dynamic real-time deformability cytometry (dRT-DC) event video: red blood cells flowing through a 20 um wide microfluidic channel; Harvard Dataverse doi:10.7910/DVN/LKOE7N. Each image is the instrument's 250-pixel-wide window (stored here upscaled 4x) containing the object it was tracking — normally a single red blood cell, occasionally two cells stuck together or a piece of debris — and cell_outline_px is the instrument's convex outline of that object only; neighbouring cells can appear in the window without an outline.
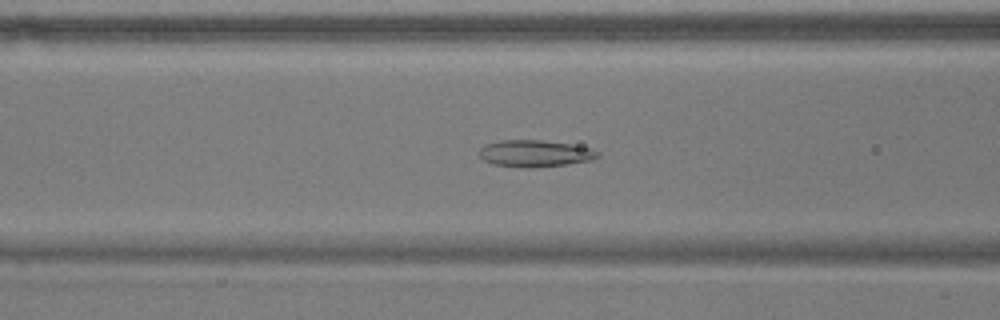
{"species": "common noctule bat (a hibernating species)", "species_latin": "Nyctalus noctula", "temperature_condition": "warm", "stored_images_in_passage": 52, "camera_frame_rate_fps": 3000, "um_per_image_px": 0.085, "animal": {"sex": "male", "body_mass_g": 17.9}, "frame": {"image": 1, "passage_image": 19, "time_ms": 6.0, "image_size_px": [1000, 320], "cell_outline_px": [[600, 156], [592, 160], [564, 164], [532, 168], [528, 168], [496, 164], [484, 160], [476, 152], [484, 144], [500, 140], [540, 140], [568, 144], [592, 148], [600, 152]], "centroid_in_image_um": [45.46, 13.03], "position_along_channel_um": 121.1, "area_um2": 18.44}}
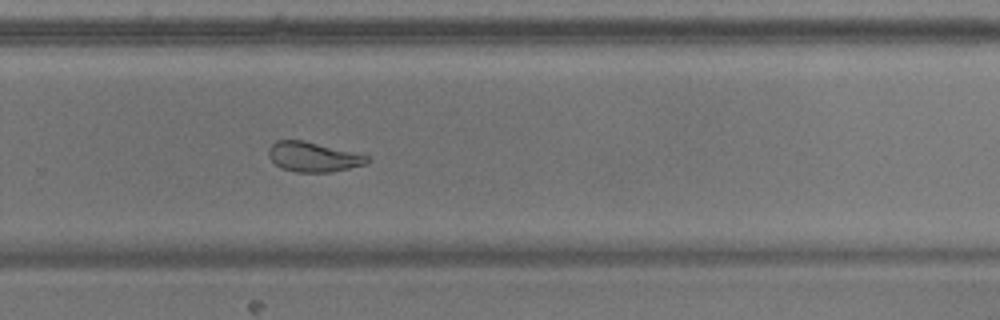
{"frame": {"image": 2, "passage_image": 34, "time_ms": 11.0, "image_size_px": [1000, 320], "cell_outline_px": [[372, 160], [364, 164], [332, 172], [296, 172], [284, 168], [276, 164], [268, 156], [268, 148], [276, 140], [304, 140], [368, 156]], "centroid_in_image_um": [26.6, 13.33], "position_along_channel_um": 303.2, "area_um2": 16.88}}
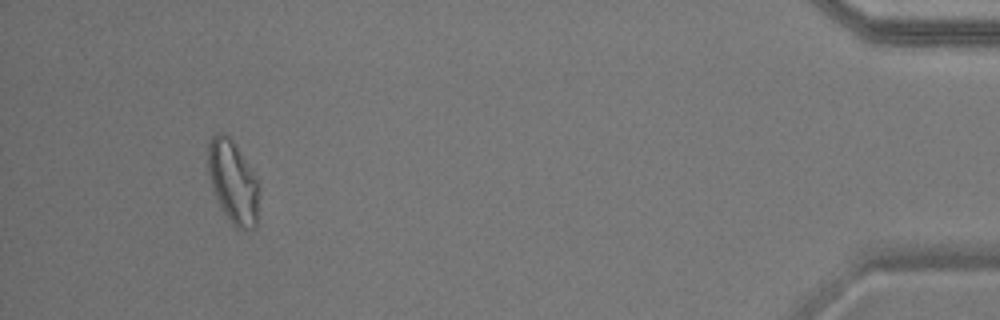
{"frame": {"image": 3, "passage_image": 49, "time_ms": 16.0, "image_size_px": [1000, 320], "cell_outline_px": [[256, 228], [240, 228], [232, 224], [228, 220], [212, 188], [208, 172], [208, 144], [212, 136], [216, 132], [224, 132], [232, 140], [256, 176]], "centroid_in_image_um": [19.75, 15.41], "position_along_channel_um": 415.4, "area_um2": 23.81}, "authors_computed_cell_mechanics": {"area_um2": 20.7791, "velocity_mm_per_s": 3.648, "shape_relaxation_time_tau1_ms": 9.3391, "shape_relaxation_time_tau2_ms": 2.0453, "deformation_change_tau1": 0.2261, "deformation_change_tau2": 0.0928}}